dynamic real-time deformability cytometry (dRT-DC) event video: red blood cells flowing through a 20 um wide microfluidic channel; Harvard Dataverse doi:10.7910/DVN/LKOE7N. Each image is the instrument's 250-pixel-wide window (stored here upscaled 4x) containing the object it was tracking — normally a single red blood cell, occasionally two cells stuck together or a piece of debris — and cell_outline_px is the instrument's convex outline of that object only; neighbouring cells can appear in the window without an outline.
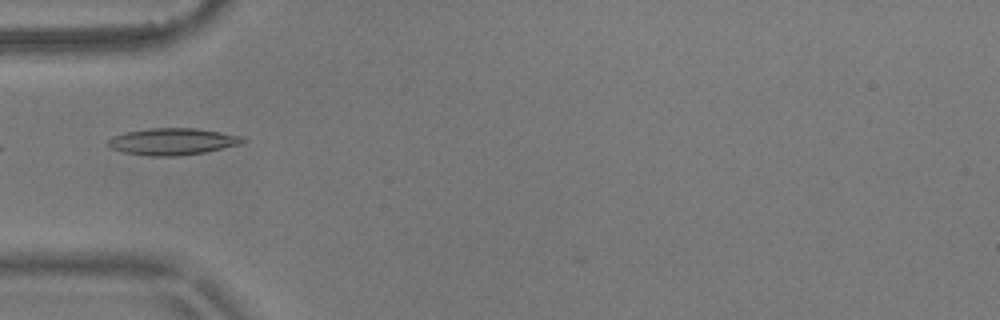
{"species": "common noctule bat (a hibernating species)", "species_latin": "Nyctalus noctula", "temperature_condition": "warm", "stored_images_in_passage": 8, "camera_frame_rate_fps": 3000, "um_per_image_px": 0.085, "animal": {"sex": "male", "body_mass_g": 17.9}, "frame": {"image": 1, "passage_image": 4, "time_ms": 1.0, "image_size_px": [1000, 320], "cell_outline_px": [[248, 140], [244, 144], [204, 152], [176, 156], [152, 156], [124, 152], [112, 148], [108, 144], [108, 140], [112, 136], [124, 132], [152, 128], [196, 128], [220, 132], [240, 136]], "centroid_in_image_um": [14.7, 12.02], "position_along_channel_um": 70.3, "area_um2": 20.98}}
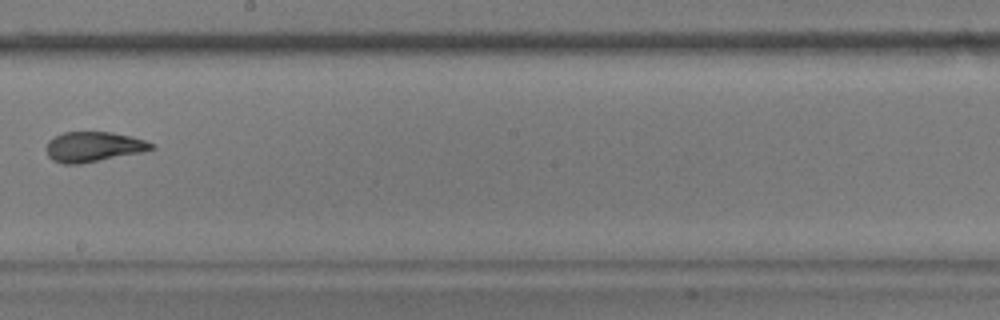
{"frame": {"image": 2, "passage_image": 8, "time_ms": 2.333, "image_size_px": [1000, 320], "cell_outline_px": [[156, 148], [140, 152], [80, 164], [64, 164], [52, 160], [48, 156], [44, 148], [48, 140], [64, 132], [112, 132], [132, 136], [156, 144]], "centroid_in_image_um": [7.92, 12.47], "position_along_channel_um": 240.3, "area_um2": 18.5}}